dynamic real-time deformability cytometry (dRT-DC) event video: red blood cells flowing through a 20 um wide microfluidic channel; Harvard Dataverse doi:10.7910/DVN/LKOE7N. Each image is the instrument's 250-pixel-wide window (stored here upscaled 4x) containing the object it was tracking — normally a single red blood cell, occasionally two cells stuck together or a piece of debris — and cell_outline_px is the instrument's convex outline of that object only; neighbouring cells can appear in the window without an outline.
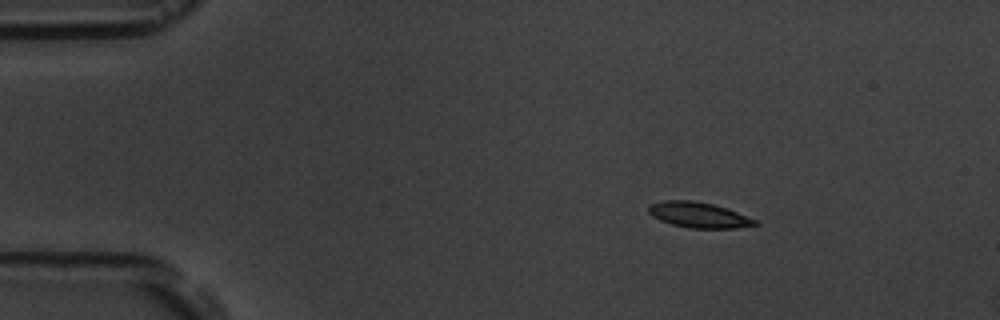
{"species": "common noctule bat (a hibernating species)", "species_latin": "Nyctalus noctula", "temperature_condition": "room temperature", "stored_images_in_passage": 3, "camera_frame_rate_fps": 3000, "um_per_image_px": 0.085, "animal": {"sex": "male", "body_mass_g": 19.5, "forearm_length_mm": 54.6}, "frame": {"image": 1, "passage_image": 1, "time_ms": 0.0, "image_size_px": [1000, 320], "cell_outline_px": [[760, 224], [736, 228], [688, 228], [672, 224], [660, 220], [652, 216], [648, 212], [648, 204], [664, 200], [692, 200], [712, 204], [728, 208], [756, 220]], "centroid_in_image_um": [59.37, 18.26], "position_along_channel_um": 25.6, "area_um2": 15.9}}